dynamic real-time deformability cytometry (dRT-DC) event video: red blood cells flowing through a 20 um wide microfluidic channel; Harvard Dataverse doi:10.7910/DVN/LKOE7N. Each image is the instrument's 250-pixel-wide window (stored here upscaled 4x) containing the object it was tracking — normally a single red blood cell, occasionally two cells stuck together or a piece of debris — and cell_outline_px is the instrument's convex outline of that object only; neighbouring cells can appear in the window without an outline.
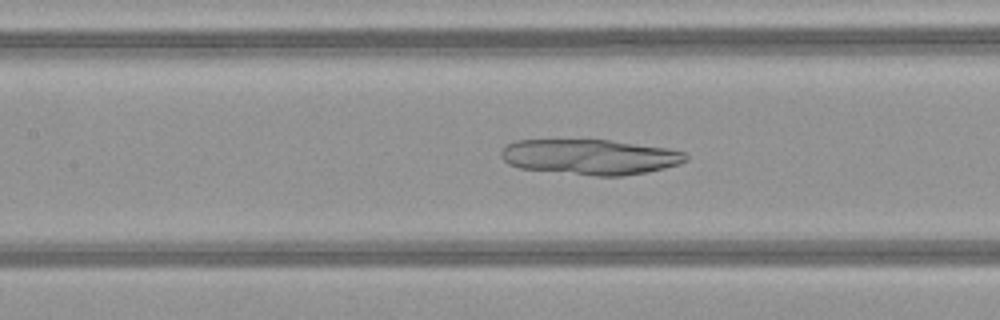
{"species": "common noctule bat (a hibernating species)", "species_latin": "Nyctalus noctula", "temperature_condition": "warm", "stored_images_in_passage": 50, "camera_frame_rate_fps": 3000, "um_per_image_px": 0.085, "animal": {"sex": "female", "body_mass_g": 21.9}, "frame": {"image": 1, "passage_image": 23, "time_ms": 7.333, "image_size_px": [1000, 320], "cell_outline_px": [[688, 160], [680, 164], [648, 172], [620, 176], [596, 176], [520, 168], [508, 164], [500, 156], [500, 152], [504, 144], [516, 140], [608, 140], [668, 148], [684, 152], [688, 156]], "centroid_in_image_um": [50.14, 13.33], "position_along_channel_um": 157.3, "area_um2": 38.15}}
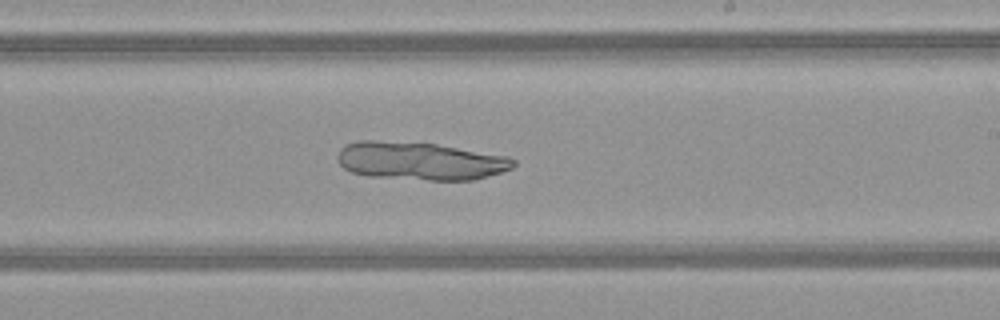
{"frame": {"image": 2, "passage_image": 30, "time_ms": 9.667, "image_size_px": [1000, 320], "cell_outline_px": [[516, 164], [512, 168], [476, 180], [428, 180], [368, 176], [352, 172], [344, 168], [336, 160], [336, 156], [340, 148], [344, 144], [360, 140], [372, 140], [436, 144], [508, 156], [516, 160]], "centroid_in_image_um": [35.69, 13.68], "position_along_channel_um": 253.3, "area_um2": 39.07}}
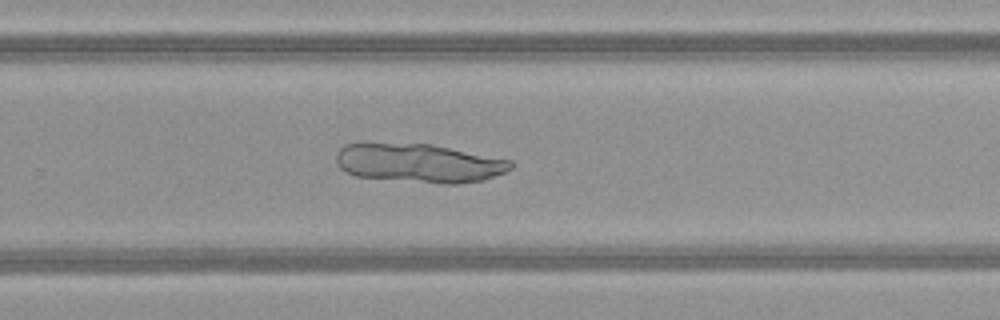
{"frame": {"image": 3, "passage_image": 33, "time_ms": 10.667, "image_size_px": [1000, 320], "cell_outline_px": [[512, 168], [504, 172], [484, 180], [456, 184], [444, 184], [356, 176], [340, 168], [336, 164], [336, 152], [344, 144], [432, 144], [512, 160]], "centroid_in_image_um": [35.64, 13.87], "position_along_channel_um": 294.2, "area_um2": 39.19}}